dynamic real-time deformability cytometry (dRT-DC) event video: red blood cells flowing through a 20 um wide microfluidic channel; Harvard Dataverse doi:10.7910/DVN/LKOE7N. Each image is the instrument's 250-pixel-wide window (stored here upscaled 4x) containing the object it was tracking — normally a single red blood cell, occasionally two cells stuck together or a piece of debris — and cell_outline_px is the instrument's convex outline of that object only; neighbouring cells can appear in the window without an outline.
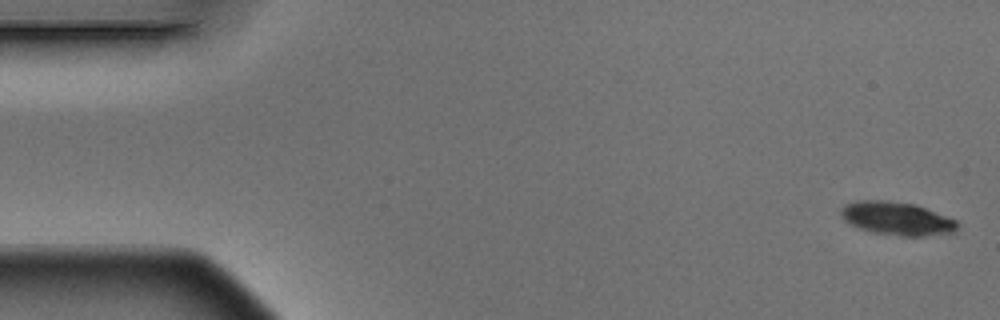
{"species": "Egyptian fruit bat (a non-hibernating species)", "species_latin": "Rousettus aegyptiacus", "temperature_condition": "warm", "stored_images_in_passage": 4, "segment_of_instrument_passage": [1, 2], "camera_frame_rate_fps": 3000, "um_per_image_px": 0.085, "animal": {"sex": "male"}, "frame": {"image": 1, "passage_image": 1, "time_ms": 0.0, "image_size_px": [1000, 320], "cell_outline_px": [[960, 224], [956, 232], [924, 236], [896, 236], [872, 232], [860, 228], [844, 220], [840, 212], [840, 208], [844, 204], [856, 200], [884, 200], [916, 204], [956, 220]], "centroid_in_image_um": [76.24, 18.57], "position_along_channel_um": 8.8, "area_um2": 22.77}}